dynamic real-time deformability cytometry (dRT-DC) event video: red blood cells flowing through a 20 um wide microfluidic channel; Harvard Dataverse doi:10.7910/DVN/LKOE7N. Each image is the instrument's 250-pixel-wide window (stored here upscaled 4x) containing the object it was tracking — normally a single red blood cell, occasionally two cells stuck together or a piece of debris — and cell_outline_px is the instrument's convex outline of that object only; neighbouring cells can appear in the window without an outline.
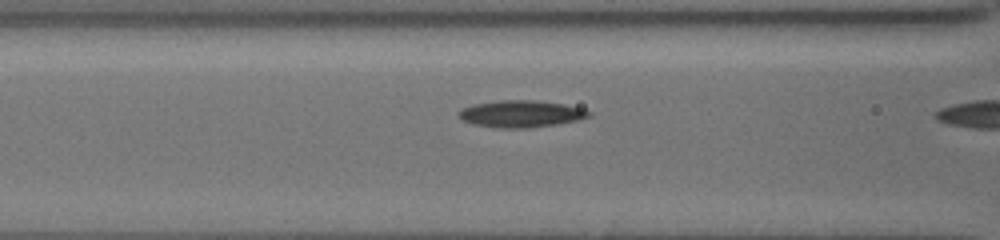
{"species": "common noctule bat (a hibernating species)", "species_latin": "Nyctalus noctula", "temperature_condition": "cold", "stored_images_in_passage": 36, "camera_frame_rate_fps": 3000, "um_per_image_px": 0.085, "animal": {"sex": "female", "body_mass_g": 19.5, "forearm_length_mm": 54.1}, "frame": {"image": 1, "passage_image": 16, "time_ms": 5.0, "image_size_px": [1000, 240], "cell_outline_px": [[592, 112], [588, 116], [576, 120], [556, 124], [528, 128], [500, 128], [476, 124], [464, 120], [456, 112], [472, 104], [500, 100], [536, 100], [564, 104], [580, 108]], "centroid_in_image_um": [44.27, 9.66], "position_along_channel_um": 122.3, "area_um2": 20.11}}
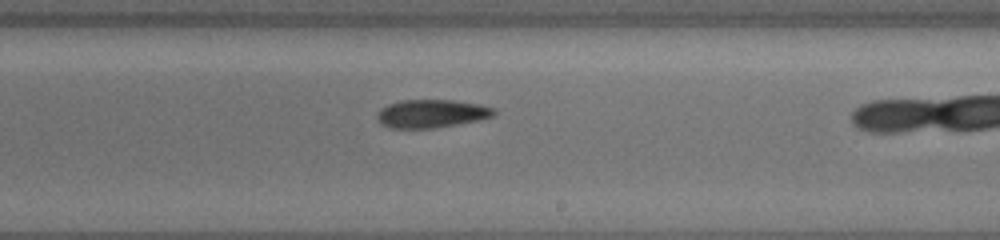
{"frame": {"image": 2, "passage_image": 26, "time_ms": 8.333, "image_size_px": [1000, 240], "cell_outline_px": [[496, 112], [492, 116], [476, 120], [436, 128], [392, 128], [384, 124], [376, 116], [380, 108], [388, 104], [400, 100], [456, 100], [480, 104], [496, 108]], "centroid_in_image_um": [36.7, 9.64], "position_along_channel_um": 252.3, "area_um2": 19.07}}
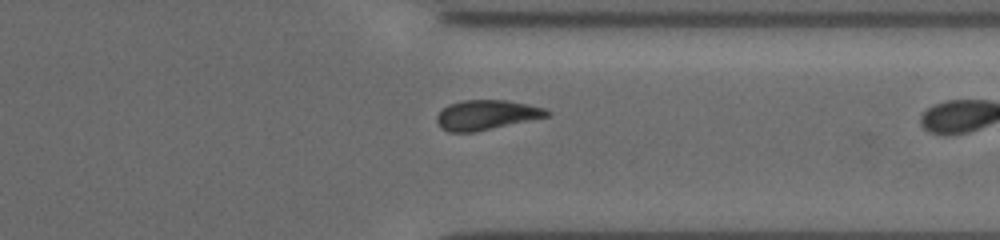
{"frame": {"image": 3, "passage_image": 35, "time_ms": 11.333, "image_size_px": [1000, 240], "cell_outline_px": [[552, 112], [548, 116], [472, 132], [448, 132], [436, 120], [436, 116], [448, 104], [460, 100], [504, 100], [528, 104], [544, 108]], "centroid_in_image_um": [41.34, 9.75], "position_along_channel_um": 370.1, "area_um2": 18.73}}